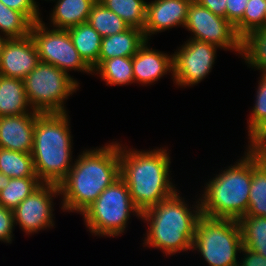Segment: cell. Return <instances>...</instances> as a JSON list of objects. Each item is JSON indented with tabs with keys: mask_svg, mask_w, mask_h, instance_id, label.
<instances>
[{
	"mask_svg": "<svg viewBox=\"0 0 266 266\" xmlns=\"http://www.w3.org/2000/svg\"><path fill=\"white\" fill-rule=\"evenodd\" d=\"M108 142L81 151L58 184L62 212L80 215L120 177L119 140Z\"/></svg>",
	"mask_w": 266,
	"mask_h": 266,
	"instance_id": "1",
	"label": "cell"
},
{
	"mask_svg": "<svg viewBox=\"0 0 266 266\" xmlns=\"http://www.w3.org/2000/svg\"><path fill=\"white\" fill-rule=\"evenodd\" d=\"M155 148L138 150L119 142L120 177L141 212L170 198L179 190L171 177V150L167 146Z\"/></svg>",
	"mask_w": 266,
	"mask_h": 266,
	"instance_id": "2",
	"label": "cell"
},
{
	"mask_svg": "<svg viewBox=\"0 0 266 266\" xmlns=\"http://www.w3.org/2000/svg\"><path fill=\"white\" fill-rule=\"evenodd\" d=\"M181 191L170 198L141 212V222L146 223L142 246L157 249L166 258L189 252L195 235V227L201 216L200 200L193 198V204ZM189 201V202H188Z\"/></svg>",
	"mask_w": 266,
	"mask_h": 266,
	"instance_id": "3",
	"label": "cell"
},
{
	"mask_svg": "<svg viewBox=\"0 0 266 266\" xmlns=\"http://www.w3.org/2000/svg\"><path fill=\"white\" fill-rule=\"evenodd\" d=\"M259 158L247 147L242 157L204 181L199 193L201 215L211 218L239 220L249 205L252 167Z\"/></svg>",
	"mask_w": 266,
	"mask_h": 266,
	"instance_id": "4",
	"label": "cell"
},
{
	"mask_svg": "<svg viewBox=\"0 0 266 266\" xmlns=\"http://www.w3.org/2000/svg\"><path fill=\"white\" fill-rule=\"evenodd\" d=\"M68 114L46 113L36 117L31 155L42 183L58 185L73 166L74 143Z\"/></svg>",
	"mask_w": 266,
	"mask_h": 266,
	"instance_id": "5",
	"label": "cell"
},
{
	"mask_svg": "<svg viewBox=\"0 0 266 266\" xmlns=\"http://www.w3.org/2000/svg\"><path fill=\"white\" fill-rule=\"evenodd\" d=\"M80 215L91 235L106 238L124 235L132 215L141 219V211L134 205L121 177L106 187Z\"/></svg>",
	"mask_w": 266,
	"mask_h": 266,
	"instance_id": "6",
	"label": "cell"
},
{
	"mask_svg": "<svg viewBox=\"0 0 266 266\" xmlns=\"http://www.w3.org/2000/svg\"><path fill=\"white\" fill-rule=\"evenodd\" d=\"M242 247L238 220L198 218L191 252L199 254L208 266H238Z\"/></svg>",
	"mask_w": 266,
	"mask_h": 266,
	"instance_id": "7",
	"label": "cell"
},
{
	"mask_svg": "<svg viewBox=\"0 0 266 266\" xmlns=\"http://www.w3.org/2000/svg\"><path fill=\"white\" fill-rule=\"evenodd\" d=\"M23 81L30 107L40 114L69 112L66 102L80 88L73 75L41 61Z\"/></svg>",
	"mask_w": 266,
	"mask_h": 266,
	"instance_id": "8",
	"label": "cell"
},
{
	"mask_svg": "<svg viewBox=\"0 0 266 266\" xmlns=\"http://www.w3.org/2000/svg\"><path fill=\"white\" fill-rule=\"evenodd\" d=\"M30 36L41 62L52 64L69 76L71 71L93 75L74 47L68 30L54 29L38 21L31 26Z\"/></svg>",
	"mask_w": 266,
	"mask_h": 266,
	"instance_id": "9",
	"label": "cell"
},
{
	"mask_svg": "<svg viewBox=\"0 0 266 266\" xmlns=\"http://www.w3.org/2000/svg\"><path fill=\"white\" fill-rule=\"evenodd\" d=\"M184 29L190 31L189 38L213 44L221 50L239 54L241 58L242 38L235 27L226 18L213 14L195 0L188 7Z\"/></svg>",
	"mask_w": 266,
	"mask_h": 266,
	"instance_id": "10",
	"label": "cell"
},
{
	"mask_svg": "<svg viewBox=\"0 0 266 266\" xmlns=\"http://www.w3.org/2000/svg\"><path fill=\"white\" fill-rule=\"evenodd\" d=\"M219 47L188 38L173 53V84L176 88L194 87L210 75Z\"/></svg>",
	"mask_w": 266,
	"mask_h": 266,
	"instance_id": "11",
	"label": "cell"
},
{
	"mask_svg": "<svg viewBox=\"0 0 266 266\" xmlns=\"http://www.w3.org/2000/svg\"><path fill=\"white\" fill-rule=\"evenodd\" d=\"M58 196V185L42 183L13 210L15 226L19 225L25 236L55 228L54 199Z\"/></svg>",
	"mask_w": 266,
	"mask_h": 266,
	"instance_id": "12",
	"label": "cell"
},
{
	"mask_svg": "<svg viewBox=\"0 0 266 266\" xmlns=\"http://www.w3.org/2000/svg\"><path fill=\"white\" fill-rule=\"evenodd\" d=\"M192 0H147L146 24L143 29L146 40L154 34L183 27L187 21L188 7Z\"/></svg>",
	"mask_w": 266,
	"mask_h": 266,
	"instance_id": "13",
	"label": "cell"
},
{
	"mask_svg": "<svg viewBox=\"0 0 266 266\" xmlns=\"http://www.w3.org/2000/svg\"><path fill=\"white\" fill-rule=\"evenodd\" d=\"M132 65L137 85L151 86L167 75L173 79V52L169 55L167 52L152 48L150 40H146L132 57Z\"/></svg>",
	"mask_w": 266,
	"mask_h": 266,
	"instance_id": "14",
	"label": "cell"
},
{
	"mask_svg": "<svg viewBox=\"0 0 266 266\" xmlns=\"http://www.w3.org/2000/svg\"><path fill=\"white\" fill-rule=\"evenodd\" d=\"M40 62L36 45L30 35L8 39L0 62V75L24 79Z\"/></svg>",
	"mask_w": 266,
	"mask_h": 266,
	"instance_id": "15",
	"label": "cell"
},
{
	"mask_svg": "<svg viewBox=\"0 0 266 266\" xmlns=\"http://www.w3.org/2000/svg\"><path fill=\"white\" fill-rule=\"evenodd\" d=\"M39 114L0 117V148L32 153L34 125Z\"/></svg>",
	"mask_w": 266,
	"mask_h": 266,
	"instance_id": "16",
	"label": "cell"
},
{
	"mask_svg": "<svg viewBox=\"0 0 266 266\" xmlns=\"http://www.w3.org/2000/svg\"><path fill=\"white\" fill-rule=\"evenodd\" d=\"M54 4L51 8L48 20L49 23L42 22L54 29L67 30L70 27L87 22L93 4L97 0H52Z\"/></svg>",
	"mask_w": 266,
	"mask_h": 266,
	"instance_id": "17",
	"label": "cell"
},
{
	"mask_svg": "<svg viewBox=\"0 0 266 266\" xmlns=\"http://www.w3.org/2000/svg\"><path fill=\"white\" fill-rule=\"evenodd\" d=\"M145 42L143 30L136 27L102 38L98 66L107 59L133 57Z\"/></svg>",
	"mask_w": 266,
	"mask_h": 266,
	"instance_id": "18",
	"label": "cell"
},
{
	"mask_svg": "<svg viewBox=\"0 0 266 266\" xmlns=\"http://www.w3.org/2000/svg\"><path fill=\"white\" fill-rule=\"evenodd\" d=\"M38 113L30 107L23 79L0 75V117Z\"/></svg>",
	"mask_w": 266,
	"mask_h": 266,
	"instance_id": "19",
	"label": "cell"
},
{
	"mask_svg": "<svg viewBox=\"0 0 266 266\" xmlns=\"http://www.w3.org/2000/svg\"><path fill=\"white\" fill-rule=\"evenodd\" d=\"M67 30L80 57L94 71L98 67L102 36L88 21Z\"/></svg>",
	"mask_w": 266,
	"mask_h": 266,
	"instance_id": "20",
	"label": "cell"
},
{
	"mask_svg": "<svg viewBox=\"0 0 266 266\" xmlns=\"http://www.w3.org/2000/svg\"><path fill=\"white\" fill-rule=\"evenodd\" d=\"M107 86L135 84L132 57H115L104 60L94 71Z\"/></svg>",
	"mask_w": 266,
	"mask_h": 266,
	"instance_id": "21",
	"label": "cell"
},
{
	"mask_svg": "<svg viewBox=\"0 0 266 266\" xmlns=\"http://www.w3.org/2000/svg\"><path fill=\"white\" fill-rule=\"evenodd\" d=\"M241 60L248 68L266 73V28L254 30L242 39Z\"/></svg>",
	"mask_w": 266,
	"mask_h": 266,
	"instance_id": "22",
	"label": "cell"
},
{
	"mask_svg": "<svg viewBox=\"0 0 266 266\" xmlns=\"http://www.w3.org/2000/svg\"><path fill=\"white\" fill-rule=\"evenodd\" d=\"M242 246L266 258V218L244 215L239 220Z\"/></svg>",
	"mask_w": 266,
	"mask_h": 266,
	"instance_id": "23",
	"label": "cell"
},
{
	"mask_svg": "<svg viewBox=\"0 0 266 266\" xmlns=\"http://www.w3.org/2000/svg\"><path fill=\"white\" fill-rule=\"evenodd\" d=\"M0 173L9 178L38 177L31 153L0 148Z\"/></svg>",
	"mask_w": 266,
	"mask_h": 266,
	"instance_id": "24",
	"label": "cell"
},
{
	"mask_svg": "<svg viewBox=\"0 0 266 266\" xmlns=\"http://www.w3.org/2000/svg\"><path fill=\"white\" fill-rule=\"evenodd\" d=\"M88 23L102 36V38L121 33L130 27L122 18L107 9L98 0L91 8Z\"/></svg>",
	"mask_w": 266,
	"mask_h": 266,
	"instance_id": "25",
	"label": "cell"
},
{
	"mask_svg": "<svg viewBox=\"0 0 266 266\" xmlns=\"http://www.w3.org/2000/svg\"><path fill=\"white\" fill-rule=\"evenodd\" d=\"M107 9L122 18L130 27L141 30L146 24V0H98Z\"/></svg>",
	"mask_w": 266,
	"mask_h": 266,
	"instance_id": "26",
	"label": "cell"
},
{
	"mask_svg": "<svg viewBox=\"0 0 266 266\" xmlns=\"http://www.w3.org/2000/svg\"><path fill=\"white\" fill-rule=\"evenodd\" d=\"M246 215L266 218V163L260 160L252 167V182Z\"/></svg>",
	"mask_w": 266,
	"mask_h": 266,
	"instance_id": "27",
	"label": "cell"
},
{
	"mask_svg": "<svg viewBox=\"0 0 266 266\" xmlns=\"http://www.w3.org/2000/svg\"><path fill=\"white\" fill-rule=\"evenodd\" d=\"M41 184L38 177L10 178L8 185L0 190V205L14 210Z\"/></svg>",
	"mask_w": 266,
	"mask_h": 266,
	"instance_id": "28",
	"label": "cell"
},
{
	"mask_svg": "<svg viewBox=\"0 0 266 266\" xmlns=\"http://www.w3.org/2000/svg\"><path fill=\"white\" fill-rule=\"evenodd\" d=\"M33 23L17 10L0 1V33L8 39H21L30 35Z\"/></svg>",
	"mask_w": 266,
	"mask_h": 266,
	"instance_id": "29",
	"label": "cell"
},
{
	"mask_svg": "<svg viewBox=\"0 0 266 266\" xmlns=\"http://www.w3.org/2000/svg\"><path fill=\"white\" fill-rule=\"evenodd\" d=\"M263 28H266V0H249L235 30L243 39L250 32Z\"/></svg>",
	"mask_w": 266,
	"mask_h": 266,
	"instance_id": "30",
	"label": "cell"
},
{
	"mask_svg": "<svg viewBox=\"0 0 266 266\" xmlns=\"http://www.w3.org/2000/svg\"><path fill=\"white\" fill-rule=\"evenodd\" d=\"M254 104L247 120V137L249 139L266 122V73H259Z\"/></svg>",
	"mask_w": 266,
	"mask_h": 266,
	"instance_id": "31",
	"label": "cell"
},
{
	"mask_svg": "<svg viewBox=\"0 0 266 266\" xmlns=\"http://www.w3.org/2000/svg\"><path fill=\"white\" fill-rule=\"evenodd\" d=\"M6 7L22 12L32 23L42 20L37 0H0ZM39 3V4H38Z\"/></svg>",
	"mask_w": 266,
	"mask_h": 266,
	"instance_id": "32",
	"label": "cell"
},
{
	"mask_svg": "<svg viewBox=\"0 0 266 266\" xmlns=\"http://www.w3.org/2000/svg\"><path fill=\"white\" fill-rule=\"evenodd\" d=\"M15 230L13 210L0 205V242L10 245L14 240Z\"/></svg>",
	"mask_w": 266,
	"mask_h": 266,
	"instance_id": "33",
	"label": "cell"
},
{
	"mask_svg": "<svg viewBox=\"0 0 266 266\" xmlns=\"http://www.w3.org/2000/svg\"><path fill=\"white\" fill-rule=\"evenodd\" d=\"M244 147L249 148L260 161L266 163V130H257Z\"/></svg>",
	"mask_w": 266,
	"mask_h": 266,
	"instance_id": "34",
	"label": "cell"
},
{
	"mask_svg": "<svg viewBox=\"0 0 266 266\" xmlns=\"http://www.w3.org/2000/svg\"><path fill=\"white\" fill-rule=\"evenodd\" d=\"M249 0H226V19L235 27L243 17Z\"/></svg>",
	"mask_w": 266,
	"mask_h": 266,
	"instance_id": "35",
	"label": "cell"
},
{
	"mask_svg": "<svg viewBox=\"0 0 266 266\" xmlns=\"http://www.w3.org/2000/svg\"><path fill=\"white\" fill-rule=\"evenodd\" d=\"M238 266H266V258L252 250L242 247Z\"/></svg>",
	"mask_w": 266,
	"mask_h": 266,
	"instance_id": "36",
	"label": "cell"
},
{
	"mask_svg": "<svg viewBox=\"0 0 266 266\" xmlns=\"http://www.w3.org/2000/svg\"><path fill=\"white\" fill-rule=\"evenodd\" d=\"M213 14L226 18V0H195Z\"/></svg>",
	"mask_w": 266,
	"mask_h": 266,
	"instance_id": "37",
	"label": "cell"
},
{
	"mask_svg": "<svg viewBox=\"0 0 266 266\" xmlns=\"http://www.w3.org/2000/svg\"><path fill=\"white\" fill-rule=\"evenodd\" d=\"M10 178L6 176L3 173H0V190L4 189L8 183H9Z\"/></svg>",
	"mask_w": 266,
	"mask_h": 266,
	"instance_id": "38",
	"label": "cell"
},
{
	"mask_svg": "<svg viewBox=\"0 0 266 266\" xmlns=\"http://www.w3.org/2000/svg\"><path fill=\"white\" fill-rule=\"evenodd\" d=\"M8 41V38L3 36L1 33H0V62H1V58H2V53H3V48H4V45L5 43Z\"/></svg>",
	"mask_w": 266,
	"mask_h": 266,
	"instance_id": "39",
	"label": "cell"
},
{
	"mask_svg": "<svg viewBox=\"0 0 266 266\" xmlns=\"http://www.w3.org/2000/svg\"><path fill=\"white\" fill-rule=\"evenodd\" d=\"M258 130H266V122Z\"/></svg>",
	"mask_w": 266,
	"mask_h": 266,
	"instance_id": "40",
	"label": "cell"
}]
</instances>
